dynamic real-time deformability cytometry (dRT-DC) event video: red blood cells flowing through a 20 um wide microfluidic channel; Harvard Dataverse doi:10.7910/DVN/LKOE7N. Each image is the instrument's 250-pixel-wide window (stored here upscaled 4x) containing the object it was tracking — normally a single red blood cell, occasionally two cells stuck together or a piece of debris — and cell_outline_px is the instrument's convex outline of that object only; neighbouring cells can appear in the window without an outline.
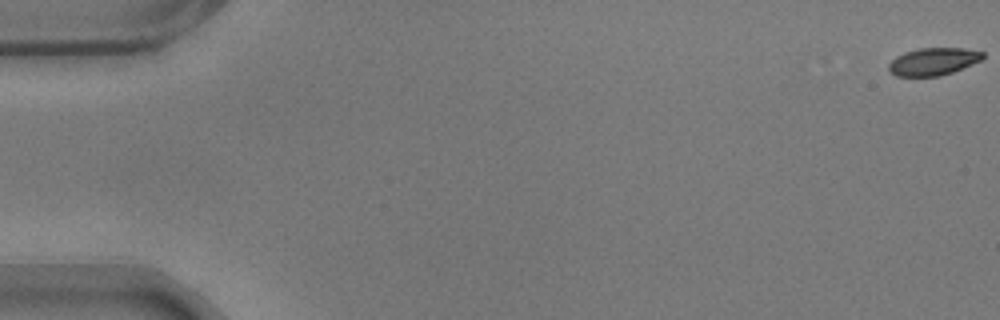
{"species": "common noctule bat (a hibernating species)", "species_latin": "Nyctalus noctula", "temperature_condition": "warm", "stored_images_in_passage": 58, "camera_frame_rate_fps": 3000, "um_per_image_px": 0.085, "animal": {"sex": "male", "body_mass_g": 17.9}, "frame": {"image": 1, "passage_image": 1, "time_ms": 0.0, "image_size_px": [1000, 320], "cell_outline_px": [[984, 56], [980, 60], [972, 64], [952, 72], [940, 76], [896, 76], [888, 72], [888, 64], [896, 56], [904, 52], [916, 48], [964, 48], [984, 52]], "centroid_in_image_um": [79.29, 5.23], "position_along_channel_um": 5.7, "area_um2": 15.14}}
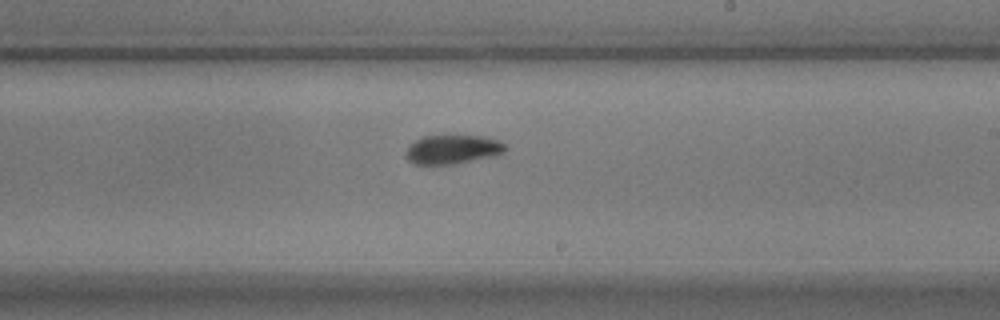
{"frame": {"image": 2, "passage_image": 35, "time_ms": 11.333, "image_size_px": [1000, 320], "cell_outline_px": [[508, 148], [504, 152], [496, 156], [456, 164], [416, 164], [408, 160], [404, 156], [404, 152], [408, 144], [424, 136], [484, 136], [500, 140]], "centroid_in_image_um": [38.48, 12.7], "position_along_channel_um": 250.5, "area_um2": 17.11}}
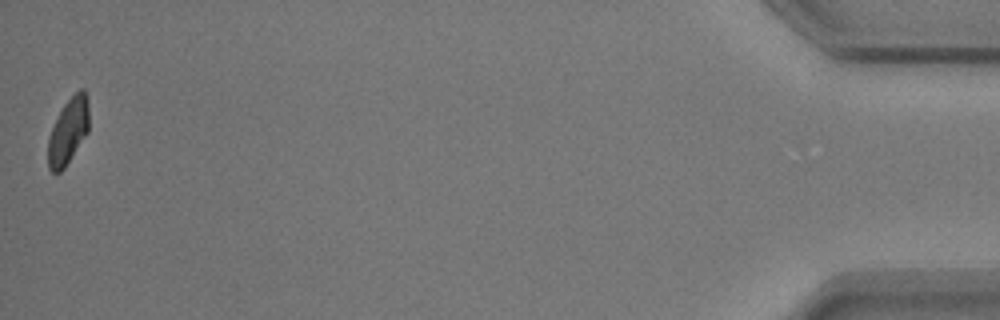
{"frame": {"image": 3, "passage_image": 58, "time_ms": 19.0, "image_size_px": [1000, 320], "cell_outline_px": [[88, 132], [64, 168], [60, 172], [52, 172], [48, 168], [48, 136], [64, 104], [80, 88], [84, 88], [88, 96]], "centroid_in_image_um": [5.8, 11.14], "position_along_channel_um": 429.4, "area_um2": 15.61}, "authors_computed_cell_mechanics": {"area_um2": 16.8487, "velocity_mm_per_s": 3.5337, "shape_relaxation_time_tau1_ms": 2.6341, "shape_relaxation_time_tau2_ms": 5.6705, "deformation_change_tau1": 0.1141, "deformation_change_tau2": 0.0813}}